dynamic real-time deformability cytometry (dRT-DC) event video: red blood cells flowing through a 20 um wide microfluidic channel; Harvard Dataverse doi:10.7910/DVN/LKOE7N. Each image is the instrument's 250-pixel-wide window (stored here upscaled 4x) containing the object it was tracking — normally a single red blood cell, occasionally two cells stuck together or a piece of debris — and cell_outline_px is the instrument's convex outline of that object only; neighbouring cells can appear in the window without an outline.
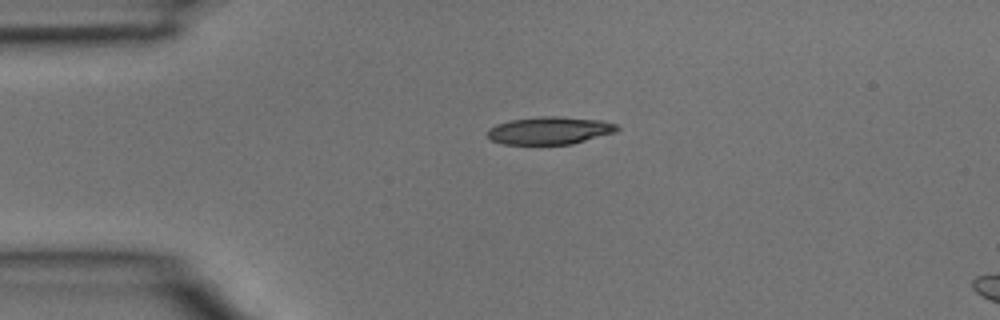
{"species": "common noctule bat (a hibernating species)", "species_latin": "Nyctalus noctula", "temperature_condition": "room temperature", "stored_images_in_passage": 3, "camera_frame_rate_fps": 3000, "um_per_image_px": 0.085, "animal": {"sex": "male", "body_mass_g": 15.6}, "frame": {"image": 1, "passage_image": 3, "time_ms": 0.667, "image_size_px": [1000, 320], "cell_outline_px": [[620, 128], [616, 132], [572, 144], [504, 144], [492, 140], [488, 136], [488, 128], [496, 124], [508, 120], [540, 116], [560, 116], [604, 120], [616, 124]], "centroid_in_image_um": [46.74, 11.08], "position_along_channel_um": 38.3, "area_um2": 21.04}}